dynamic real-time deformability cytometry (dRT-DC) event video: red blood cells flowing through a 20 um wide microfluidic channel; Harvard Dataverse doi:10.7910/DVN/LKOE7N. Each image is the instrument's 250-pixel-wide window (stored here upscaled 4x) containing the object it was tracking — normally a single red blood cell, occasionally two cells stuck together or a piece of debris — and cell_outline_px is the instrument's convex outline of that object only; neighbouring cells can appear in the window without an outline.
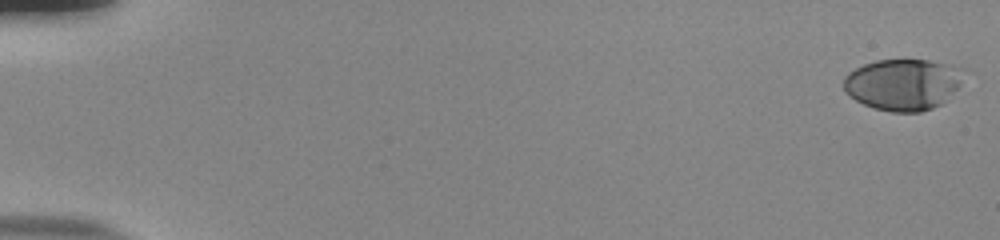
{"species": "human", "species_latin": "Homo sapiens", "temperature_condition": "room temperature", "stored_images_in_passage": 54, "camera_frame_rate_fps": 3000, "um_per_image_px": 0.085, "donor": {"sex": "male"}, "frame": {"image": 1, "passage_image": 1, "time_ms": 0.0, "image_size_px": [1000, 240], "cell_outline_px": [[964, 68], [960, 84], [940, 104], [932, 108], [920, 112], [892, 112], [876, 108], [864, 104], [856, 100], [844, 88], [844, 76], [848, 72], [864, 64], [876, 60], [928, 60]], "centroid_in_image_um": [76.74, 7.16], "position_along_channel_um": 8.3, "area_um2": 35.49}}
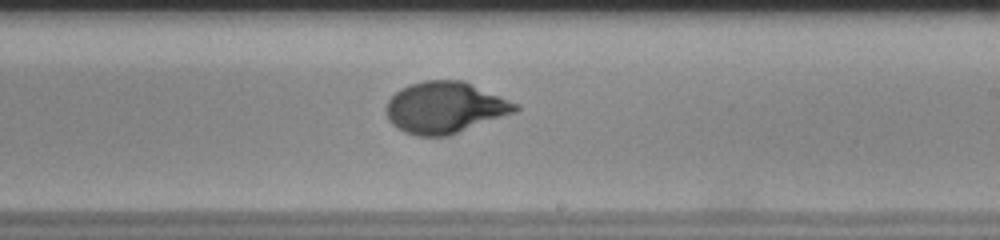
{"frame": {"image": 2, "passage_image": 34, "time_ms": 11.0, "image_size_px": [1000, 240], "cell_outline_px": [[520, 108], [516, 112], [448, 136], [416, 136], [404, 132], [396, 128], [388, 120], [384, 108], [388, 100], [400, 88], [408, 84], [424, 80], [464, 80], [520, 104]], "centroid_in_image_um": [37.81, 9.14], "position_along_channel_um": 251.2, "area_um2": 39.19}}
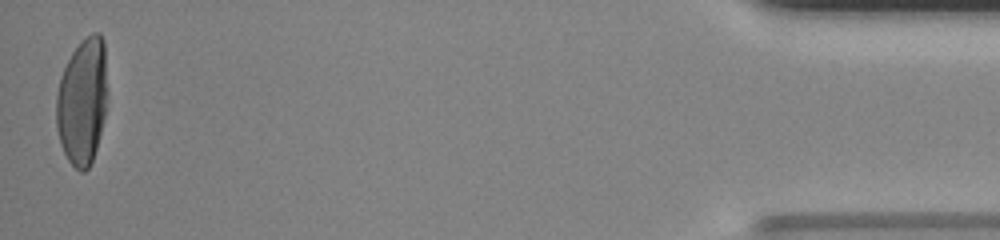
{"frame": {"image": 3, "passage_image": 54, "time_ms": 17.667, "image_size_px": [1000, 240], "cell_outline_px": [[104, 116], [96, 148], [92, 160], [88, 168], [84, 172], [80, 172], [68, 160], [60, 144], [56, 128], [56, 96], [60, 76], [72, 52], [92, 32], [100, 32], [104, 40]], "centroid_in_image_um": [6.95, 8.65], "position_along_channel_um": 428.3, "area_um2": 36.82}, "authors_computed_cell_mechanics": {"area_um2": 36.9342, "velocity_mm_per_s": 3.8549, "shape_relaxation_time_tau1_ms": 4.7146, "shape_relaxation_time_tau2_ms": null, "deformation_change_tau1": 0.2471, "deformation_change_tau2": null}}